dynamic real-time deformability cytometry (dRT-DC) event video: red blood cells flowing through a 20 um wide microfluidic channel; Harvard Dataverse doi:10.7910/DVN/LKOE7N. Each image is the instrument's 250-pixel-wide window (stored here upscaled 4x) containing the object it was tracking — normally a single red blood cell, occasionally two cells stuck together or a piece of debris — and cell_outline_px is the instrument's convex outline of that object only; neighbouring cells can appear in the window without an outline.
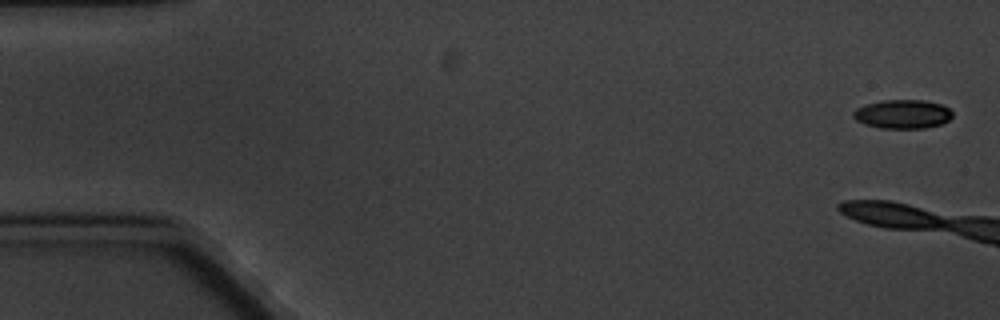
{"species": "common noctule bat (a hibernating species)", "species_latin": "Nyctalus noctula", "temperature_condition": "cold", "stored_images_in_passage": 6, "camera_frame_rate_fps": 3000, "um_per_image_px": 0.085, "animal": {"sex": "male", "body_mass_g": 20.1, "forearm_length_mm": 53.5}, "frame": {"image": 1, "passage_image": 1, "time_ms": 0.0, "image_size_px": [1000, 320], "cell_outline_px": [[952, 116], [948, 120], [940, 124], [924, 128], [880, 128], [864, 124], [856, 120], [852, 116], [852, 112], [856, 108], [868, 104], [884, 100], [924, 100], [940, 104], [948, 108], [952, 112]], "centroid_in_image_um": [76.7, 9.7], "position_along_channel_um": 8.3, "area_um2": 16.59}}